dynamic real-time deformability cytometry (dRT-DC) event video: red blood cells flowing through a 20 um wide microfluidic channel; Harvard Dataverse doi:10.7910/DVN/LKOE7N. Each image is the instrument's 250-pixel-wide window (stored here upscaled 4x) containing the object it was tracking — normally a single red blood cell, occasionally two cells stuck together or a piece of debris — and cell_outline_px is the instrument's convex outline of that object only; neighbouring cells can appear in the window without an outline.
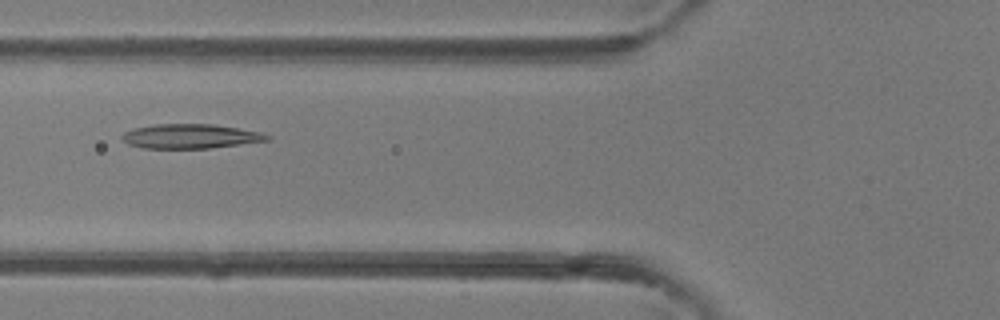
{"species": "common noctule bat (a hibernating species)", "species_latin": "Nyctalus noctula", "temperature_condition": "room temperature", "stored_images_in_passage": 5, "camera_frame_rate_fps": 3000, "um_per_image_px": 0.085, "animal": {"sex": "female"}, "frame": {"image": 1, "passage_image": 5, "time_ms": 4.667, "image_size_px": [1000, 320], "cell_outline_px": [[272, 140], [208, 148], [144, 148], [128, 144], [120, 136], [124, 132], [132, 128], [156, 124], [212, 124], [264, 132], [272, 136]], "centroid_in_image_um": [16.22, 11.57], "position_along_channel_um": 109.6, "area_um2": 20.75}}